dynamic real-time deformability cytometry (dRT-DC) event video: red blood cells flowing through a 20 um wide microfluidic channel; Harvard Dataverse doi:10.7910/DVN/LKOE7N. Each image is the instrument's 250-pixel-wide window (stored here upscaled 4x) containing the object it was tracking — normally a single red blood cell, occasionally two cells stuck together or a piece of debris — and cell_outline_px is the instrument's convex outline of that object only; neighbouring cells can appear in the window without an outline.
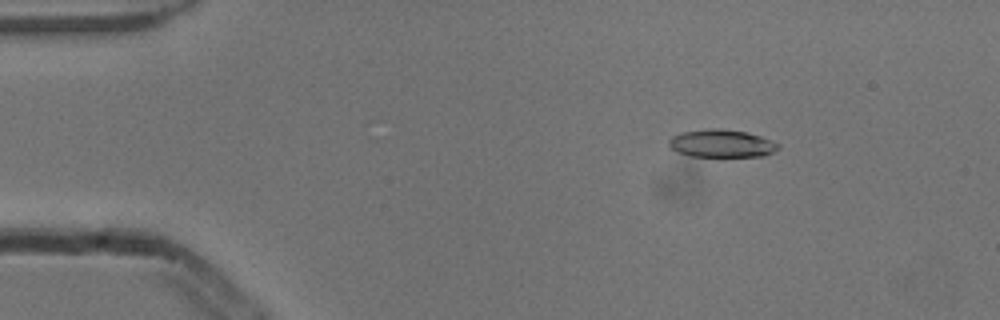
{"species": "common noctule bat (a hibernating species)", "species_latin": "Nyctalus noctula", "temperature_condition": "cold", "stored_images_in_passage": 53, "camera_frame_rate_fps": 3000, "um_per_image_px": 0.085, "animal": {"sex": "male", "body_mass_g": 13.3}, "frame": {"image": 1, "passage_image": 8, "time_ms": 2.333, "image_size_px": [1000, 320], "cell_outline_px": [[780, 148], [764, 156], [692, 156], [680, 152], [672, 148], [668, 144], [668, 140], [672, 136], [680, 132], [712, 128], [720, 128], [744, 132], [760, 136], [780, 144]], "centroid_in_image_um": [61.34, 12.19], "position_along_channel_um": 23.7, "area_um2": 17.51}}
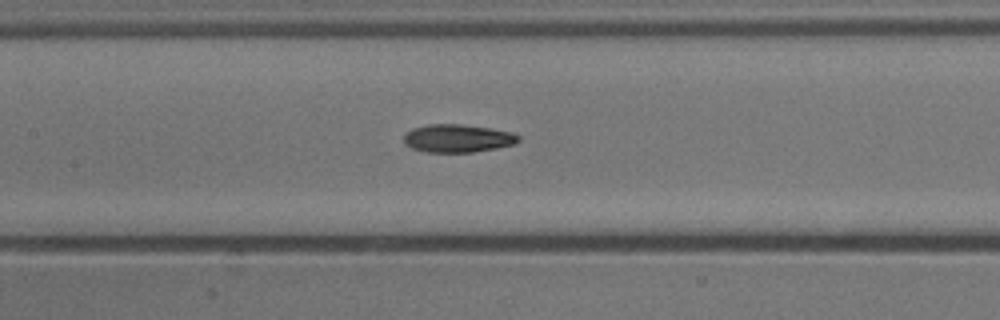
{"frame": {"image": 2, "passage_image": 25, "time_ms": 8.0, "image_size_px": [1000, 320], "cell_outline_px": [[520, 140], [516, 144], [496, 148], [472, 152], [428, 152], [412, 148], [404, 144], [404, 136], [412, 128], [428, 124], [464, 124], [492, 128], [512, 132], [520, 136]], "centroid_in_image_um": [38.93, 11.75], "position_along_channel_um": 168.5, "area_um2": 18.84}}
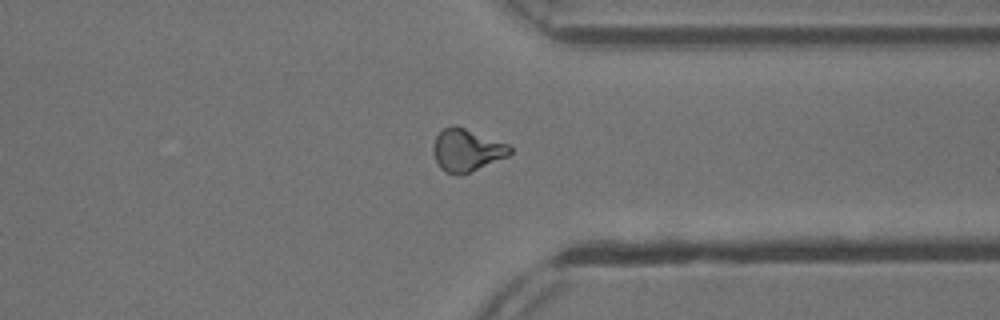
{"frame": {"image": 3, "passage_image": 41, "time_ms": 13.333, "image_size_px": [1000, 320], "cell_outline_px": [[512, 152], [508, 156], [468, 172], [456, 176], [444, 172], [440, 168], [432, 152], [432, 148], [436, 136], [444, 128], [452, 124], [456, 124], [508, 144], [512, 148]], "centroid_in_image_um": [39.64, 12.75], "position_along_channel_um": 371.8, "area_um2": 19.02}, "authors_computed_cell_mechanics": {"area_um2": 18.3226, "velocity_mm_per_s": 3.8616, "shape_relaxation_time_tau1_ms": 4.6017, "shape_relaxation_time_tau2_ms": 3.9242, "deformation_change_tau1": 0.1525, "deformation_change_tau2": 0.1124}}